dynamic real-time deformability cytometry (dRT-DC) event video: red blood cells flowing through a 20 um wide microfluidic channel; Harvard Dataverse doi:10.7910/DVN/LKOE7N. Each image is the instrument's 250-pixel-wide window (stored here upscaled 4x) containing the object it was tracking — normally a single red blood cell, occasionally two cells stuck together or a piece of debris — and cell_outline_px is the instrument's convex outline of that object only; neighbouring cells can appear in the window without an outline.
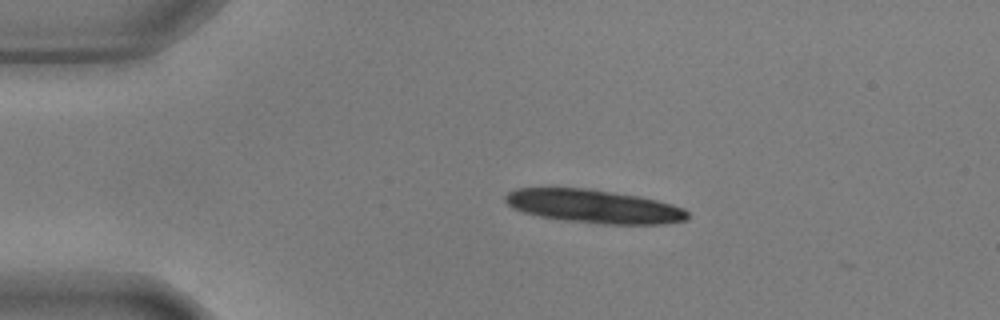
{"species": "common noctule bat (a hibernating species)", "species_latin": "Nyctalus noctula", "temperature_condition": "warm", "stored_images_in_passage": 5, "camera_frame_rate_fps": 3000, "um_per_image_px": 0.085, "animal": {"sex": "male", "body_mass_g": 17.9, "forearm_length_mm": 54.2}, "frame": {"image": 1, "passage_image": 1, "time_ms": 0.0, "image_size_px": [1000, 320], "cell_outline_px": [[688, 220], [660, 224], [600, 224], [564, 220], [540, 216], [524, 212], [512, 208], [504, 200], [504, 196], [508, 192], [516, 188], [588, 188], [640, 196], [672, 204], [684, 208], [688, 212]], "centroid_in_image_um": [50.48, 17.53], "position_along_channel_um": 34.5, "area_um2": 35.6}}